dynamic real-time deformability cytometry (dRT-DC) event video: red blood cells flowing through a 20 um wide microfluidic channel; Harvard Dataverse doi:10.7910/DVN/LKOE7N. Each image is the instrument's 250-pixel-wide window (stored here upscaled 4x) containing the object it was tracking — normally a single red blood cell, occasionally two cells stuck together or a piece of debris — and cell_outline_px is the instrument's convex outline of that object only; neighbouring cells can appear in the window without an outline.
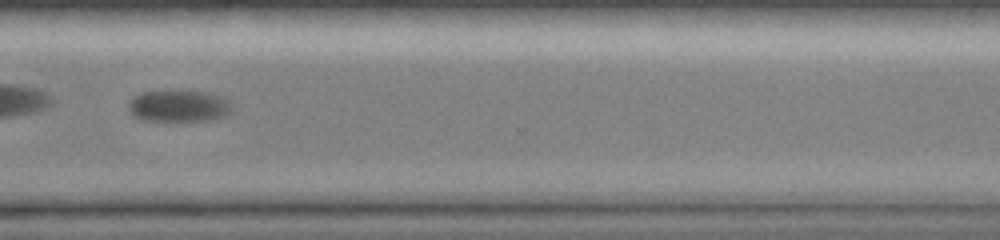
{"species": "common noctule bat (a hibernating species)", "species_latin": "Nyctalus noctula", "temperature_condition": "room temperature", "stored_images_in_passage": 13, "camera_frame_rate_fps": 3000, "um_per_image_px": 0.085, "animal": {"sex": "female", "body_mass_g": 19.0, "forearm_length_mm": 51.5}, "frame": {"image": 1, "passage_image": 11, "time_ms": 10.333, "image_size_px": [1000, 240], "cell_outline_px": [[232, 108], [224, 116], [208, 120], [144, 120], [136, 116], [128, 108], [128, 104], [132, 96], [140, 92], [172, 88], [212, 92], [228, 100], [232, 104]], "centroid_in_image_um": [15.18, 8.93], "position_along_channel_um": 355.4, "area_um2": 19.71}}